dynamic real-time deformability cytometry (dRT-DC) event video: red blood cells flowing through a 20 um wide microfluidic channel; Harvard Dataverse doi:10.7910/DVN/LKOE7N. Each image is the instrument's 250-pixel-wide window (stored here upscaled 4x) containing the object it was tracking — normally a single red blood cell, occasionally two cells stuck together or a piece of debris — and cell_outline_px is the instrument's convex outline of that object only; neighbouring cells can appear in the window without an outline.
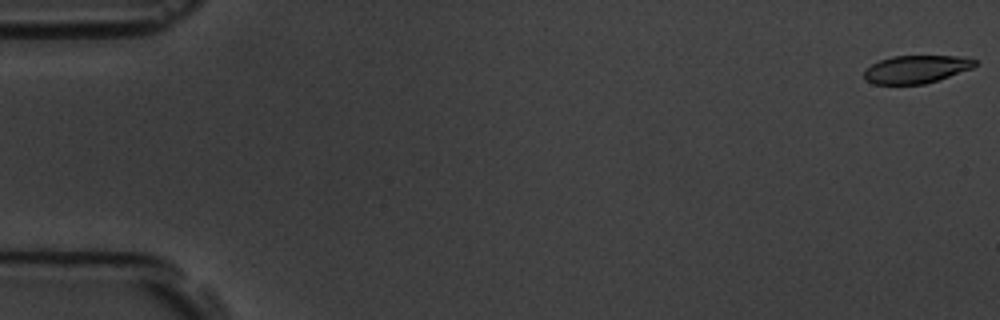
{"species": "common noctule bat (a hibernating species)", "species_latin": "Nyctalus noctula", "temperature_condition": "room temperature", "stored_images_in_passage": 5, "camera_frame_rate_fps": 3000, "um_per_image_px": 0.085, "animal": {"sex": "male", "body_mass_g": 19.5, "forearm_length_mm": 54.6}, "frame": {"image": 1, "passage_image": 1, "time_ms": 0.0, "image_size_px": [1000, 320], "cell_outline_px": [[976, 64], [972, 68], [924, 84], [872, 84], [864, 80], [864, 72], [872, 64], [880, 60], [892, 56], [956, 56], [976, 60]], "centroid_in_image_um": [77.83, 5.89], "position_along_channel_um": 7.2, "area_um2": 17.74}}